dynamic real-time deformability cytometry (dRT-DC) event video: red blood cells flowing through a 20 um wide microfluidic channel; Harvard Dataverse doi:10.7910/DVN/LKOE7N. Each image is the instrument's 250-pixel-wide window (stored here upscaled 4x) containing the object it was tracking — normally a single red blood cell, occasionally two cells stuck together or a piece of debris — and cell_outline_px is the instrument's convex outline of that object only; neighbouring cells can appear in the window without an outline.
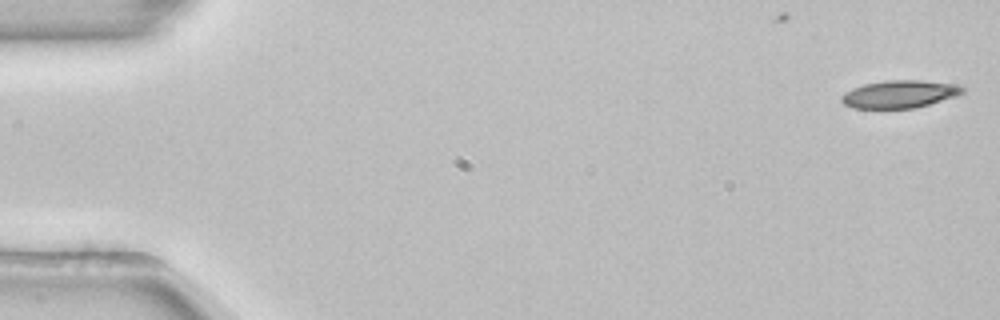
{"species": "common noctule bat (a hibernating species)", "species_latin": "Nyctalus noctula", "temperature_condition": "room temperature", "stored_images_in_passage": 10, "camera_frame_rate_fps": 3000, "um_per_image_px": 0.085, "animal": {"sex": "female", "body_mass_g": 22.7, "forearm_length_mm": 54.2}, "frame": {"image": 1, "passage_image": 1, "time_ms": 0.0, "image_size_px": [1000, 320], "cell_outline_px": [[964, 92], [956, 96], [928, 104], [912, 108], [856, 108], [844, 104], [840, 100], [840, 96], [844, 92], [852, 88], [864, 84], [884, 80], [920, 80], [956, 84], [964, 88]], "centroid_in_image_um": [76.43, 7.99], "position_along_channel_um": 8.6, "area_um2": 19.42}}